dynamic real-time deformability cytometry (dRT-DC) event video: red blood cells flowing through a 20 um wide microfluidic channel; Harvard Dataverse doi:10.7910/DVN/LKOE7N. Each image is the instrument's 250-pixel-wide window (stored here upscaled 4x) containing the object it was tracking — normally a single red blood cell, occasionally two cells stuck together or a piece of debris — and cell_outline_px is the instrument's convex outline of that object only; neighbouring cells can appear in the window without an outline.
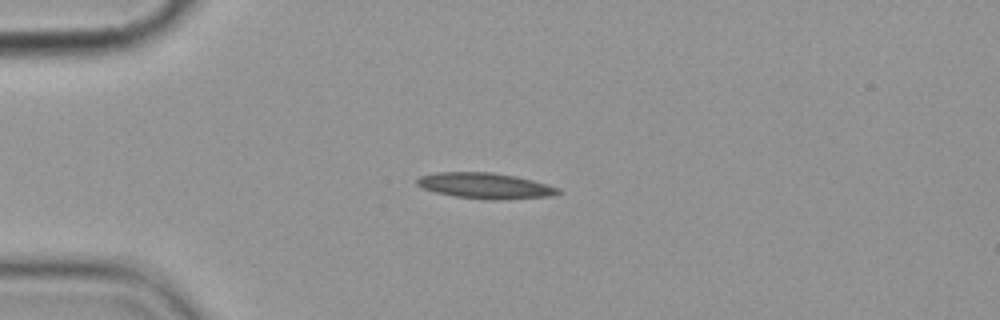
{"species": "common noctule bat (a hibernating species)", "species_latin": "Nyctalus noctula", "temperature_condition": "cold", "stored_images_in_passage": 14, "camera_frame_rate_fps": 3000, "um_per_image_px": 0.085, "animal": {"sex": "female", "body_mass_g": 19.9}, "frame": {"image": 1, "passage_image": 3, "time_ms": 3.333, "image_size_px": [1000, 320], "cell_outline_px": [[564, 192], [552, 196], [492, 200], [456, 196], [436, 192], [424, 188], [416, 184], [416, 180], [420, 176], [436, 172], [492, 172], [516, 176], [532, 180], [560, 188]], "centroid_in_image_um": [41.28, 15.78], "position_along_channel_um": 43.7, "area_um2": 21.1}}
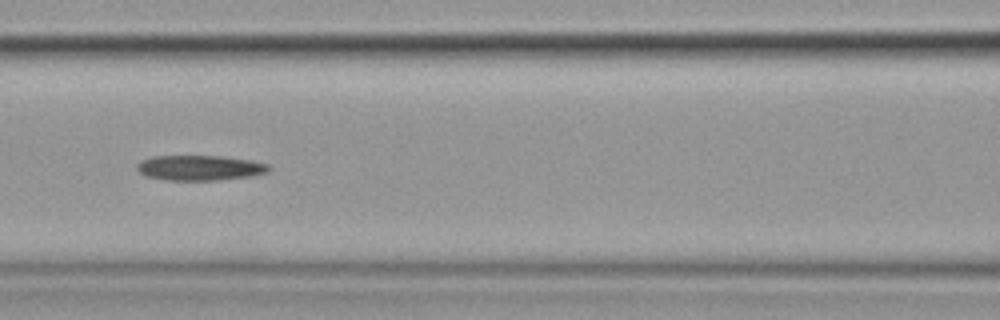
{"frame": {"image": 2, "passage_image": 6, "time_ms": 7.0, "image_size_px": [1000, 320], "cell_outline_px": [[272, 168], [268, 172], [252, 176], [216, 180], [168, 180], [144, 176], [136, 168], [136, 164], [140, 160], [152, 156], [220, 156], [252, 160], [268, 164]], "centroid_in_image_um": [16.98, 14.26], "position_along_channel_um": 149.6, "area_um2": 19.48}}
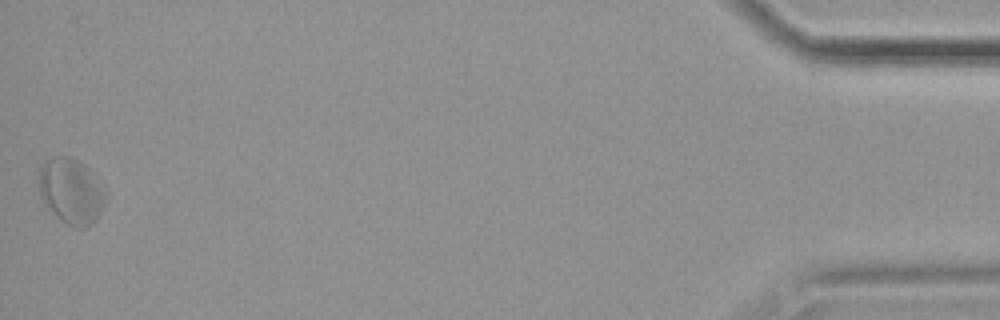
{"frame": {"image": 3, "passage_image": 14, "time_ms": 17.333, "image_size_px": [1000, 320], "cell_outline_px": [[108, 196], [96, 220], [88, 228], [76, 228], [68, 224], [44, 204], [40, 200], [40, 168], [44, 160], [52, 156], [68, 156], [76, 160], [88, 168], [108, 192]], "centroid_in_image_um": [6.07, 16.25], "position_along_channel_um": 429.1, "area_um2": 25.49}}